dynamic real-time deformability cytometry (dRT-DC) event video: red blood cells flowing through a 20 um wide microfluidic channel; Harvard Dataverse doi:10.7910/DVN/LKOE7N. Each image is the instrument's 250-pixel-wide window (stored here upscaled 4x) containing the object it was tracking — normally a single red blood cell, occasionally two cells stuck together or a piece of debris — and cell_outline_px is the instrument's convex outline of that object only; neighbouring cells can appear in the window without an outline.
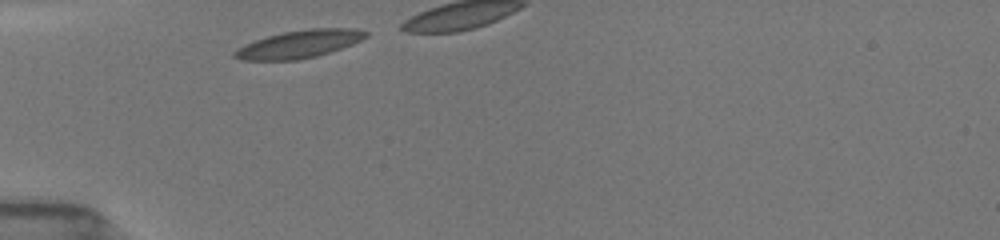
{"species": "common noctule bat (a hibernating species)", "species_latin": "Nyctalus noctula", "temperature_condition": "room temperature", "stored_images_in_passage": 14, "camera_frame_rate_fps": 3000, "um_per_image_px": 0.085, "animal": {"sex": "female", "body_mass_g": 19.5, "forearm_length_mm": 54.1}, "frame": {"image": 1, "passage_image": 1, "time_ms": 0.0, "image_size_px": [1000, 240], "cell_outline_px": [[368, 36], [352, 44], [316, 56], [296, 60], [240, 60], [232, 56], [232, 52], [236, 48], [244, 44], [268, 36], [284, 32], [308, 28], [356, 28], [368, 32]], "centroid_in_image_um": [25.4, 3.74], "position_along_channel_um": 59.6, "area_um2": 21.15}}
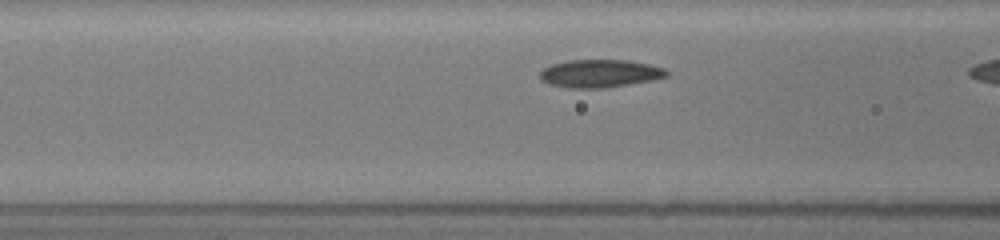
{"frame": {"image": 2, "passage_image": 5, "time_ms": 1.667, "image_size_px": [1000, 240], "cell_outline_px": [[668, 76], [652, 80], [604, 88], [568, 88], [548, 84], [540, 80], [540, 72], [544, 68], [552, 64], [568, 60], [628, 60], [648, 64], [664, 68], [668, 72]], "centroid_in_image_um": [50.96, 6.25], "position_along_channel_um": 115.6, "area_um2": 20.58}}
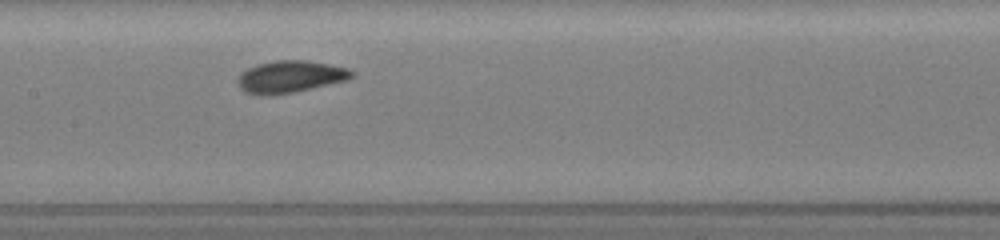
{"frame": {"image": 3, "passage_image": 10, "time_ms": 4.333, "image_size_px": [1000, 240], "cell_outline_px": [[356, 72], [348, 80], [312, 88], [292, 92], [264, 96], [260, 96], [244, 92], [236, 84], [236, 80], [240, 72], [256, 64], [276, 60], [304, 60], [328, 64], [348, 68]], "centroid_in_image_um": [24.62, 6.52], "position_along_channel_um": 182.8, "area_um2": 21.5}}